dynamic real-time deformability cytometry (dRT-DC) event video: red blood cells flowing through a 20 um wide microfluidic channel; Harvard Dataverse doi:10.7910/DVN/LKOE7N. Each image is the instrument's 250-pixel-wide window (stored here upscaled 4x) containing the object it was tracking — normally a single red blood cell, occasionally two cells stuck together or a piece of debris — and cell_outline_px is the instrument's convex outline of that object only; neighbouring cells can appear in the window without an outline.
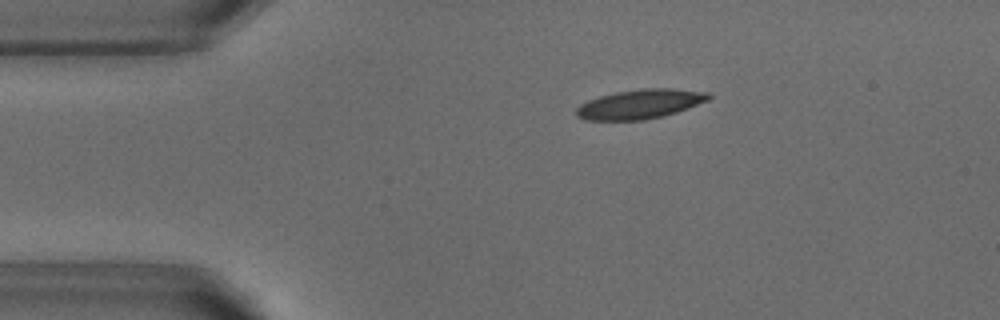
{"species": "common noctule bat (a hibernating species)", "species_latin": "Nyctalus noctula", "temperature_condition": "warm", "stored_images_in_passage": 52, "camera_frame_rate_fps": 3000, "um_per_image_px": 0.085, "animal": {"sex": "male", "body_mass_g": 18.8}, "frame": {"image": 1, "passage_image": 9, "time_ms": 2.667, "image_size_px": [1000, 320], "cell_outline_px": [[712, 96], [708, 100], [688, 108], [664, 116], [644, 120], [584, 120], [576, 116], [576, 108], [580, 104], [588, 100], [600, 96], [616, 92], [644, 88], [672, 88], [708, 92]], "centroid_in_image_um": [54.4, 8.85], "position_along_channel_um": 30.6, "area_um2": 22.72}}
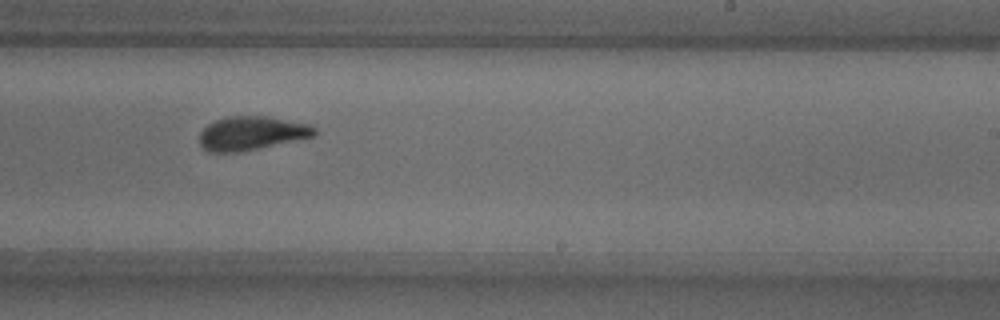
{"frame": {"image": 2, "passage_image": 31, "time_ms": 10.0, "image_size_px": [1000, 320], "cell_outline_px": [[316, 136], [240, 152], [208, 152], [200, 144], [200, 132], [208, 124], [216, 120], [228, 116], [268, 116], [308, 124], [316, 128]], "centroid_in_image_um": [21.39, 11.32], "position_along_channel_um": 267.6, "area_um2": 22.6}}
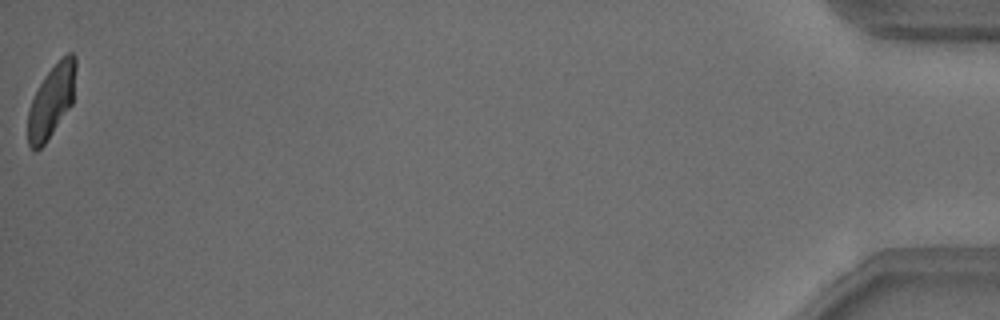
{"frame": {"image": 3, "passage_image": 52, "time_ms": 17.0, "image_size_px": [1000, 320], "cell_outline_px": [[76, 68], [72, 104], [44, 144], [36, 152], [28, 144], [28, 108], [44, 76], [68, 52], [72, 52], [76, 56]], "centroid_in_image_um": [4.38, 8.59], "position_along_channel_um": 430.8, "area_um2": 19.88}, "authors_computed_cell_mechanics": {"area_um2": 22.4842, "velocity_mm_per_s": 3.7994, "shape_relaxation_time_tau1_ms": 6.0997, "shape_relaxation_time_tau2_ms": 1.6209, "deformation_change_tau1": 0.1993, "deformation_change_tau2": 0.0812}}